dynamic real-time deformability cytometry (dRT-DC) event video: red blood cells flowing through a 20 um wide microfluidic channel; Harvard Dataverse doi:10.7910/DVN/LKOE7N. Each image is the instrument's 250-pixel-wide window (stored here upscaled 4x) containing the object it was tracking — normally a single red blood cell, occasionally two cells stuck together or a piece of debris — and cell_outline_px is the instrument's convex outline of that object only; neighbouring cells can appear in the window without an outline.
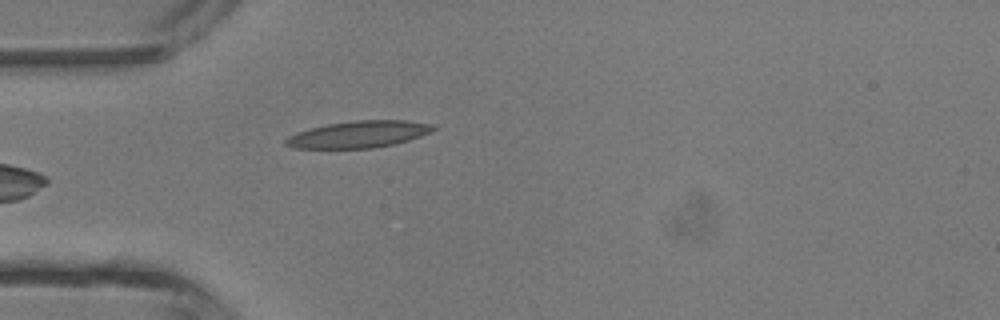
{"species": "common noctule bat (a hibernating species)", "species_latin": "Nyctalus noctula", "temperature_condition": "room temperature", "stored_images_in_passage": 5, "camera_frame_rate_fps": 3000, "um_per_image_px": 0.085, "animal": {"sex": "male", "body_mass_g": 13.3}, "frame": {"image": 1, "passage_image": 5, "time_ms": 1.333, "image_size_px": [1000, 320], "cell_outline_px": [[436, 128], [432, 132], [396, 144], [372, 148], [296, 148], [284, 144], [284, 140], [288, 136], [296, 132], [328, 124], [352, 120], [408, 120], [432, 124]], "centroid_in_image_um": [30.51, 11.41], "position_along_channel_um": 54.5, "area_um2": 23.06}}